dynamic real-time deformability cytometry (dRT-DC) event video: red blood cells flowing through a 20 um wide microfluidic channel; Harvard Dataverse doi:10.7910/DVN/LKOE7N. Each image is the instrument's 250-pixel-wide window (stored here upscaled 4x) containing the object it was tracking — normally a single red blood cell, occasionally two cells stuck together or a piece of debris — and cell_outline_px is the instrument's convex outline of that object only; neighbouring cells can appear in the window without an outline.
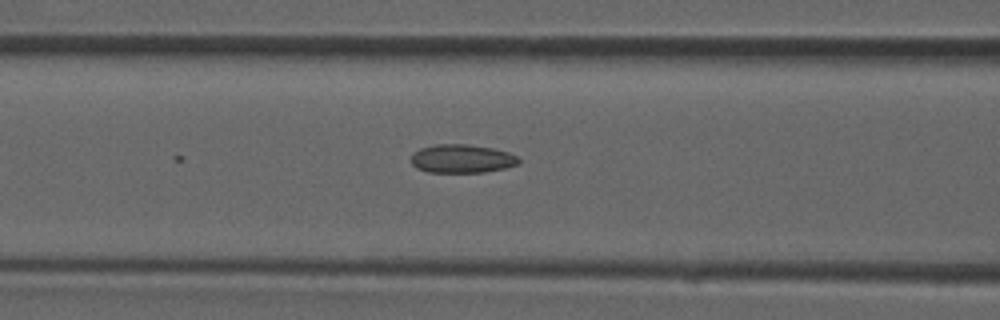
{"species": "common noctule bat (a hibernating species)", "species_latin": "Nyctalus noctula", "temperature_condition": "room temperature", "stored_images_in_passage": 4, "camera_frame_rate_fps": 3000, "um_per_image_px": 0.085, "animal": {"sex": "male", "forearm_length_mm": 52.5}, "frame": {"image": 1, "passage_image": 4, "time_ms": 1.0, "image_size_px": [1000, 320], "cell_outline_px": [[520, 164], [504, 168], [484, 172], [428, 172], [416, 168], [408, 160], [412, 152], [420, 148], [436, 144], [468, 144], [492, 148], [508, 152], [516, 156], [520, 160]], "centroid_in_image_um": [39.21, 13.48], "position_along_channel_um": 127.4, "area_um2": 18.09}}